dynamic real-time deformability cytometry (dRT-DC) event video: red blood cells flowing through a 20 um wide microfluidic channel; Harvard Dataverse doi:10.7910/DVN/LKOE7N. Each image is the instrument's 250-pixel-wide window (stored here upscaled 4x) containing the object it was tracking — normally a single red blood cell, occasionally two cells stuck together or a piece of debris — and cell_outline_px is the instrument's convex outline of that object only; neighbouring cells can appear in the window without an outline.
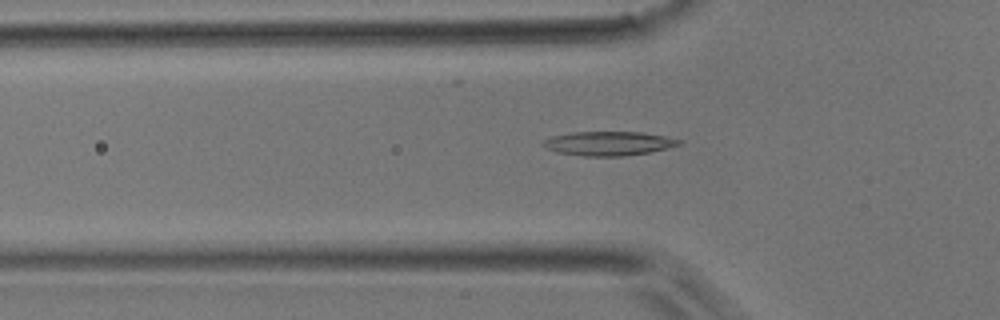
{"species": "common noctule bat (a hibernating species)", "species_latin": "Nyctalus noctula", "temperature_condition": "room temperature", "stored_images_in_passage": 44, "camera_frame_rate_fps": 3000, "um_per_image_px": 0.085, "animal": {"sex": "male", "body_mass_g": 17.9}, "frame": {"image": 1, "passage_image": 15, "time_ms": 4.667, "image_size_px": [1000, 320], "cell_outline_px": [[684, 140], [680, 144], [668, 148], [648, 152], [624, 156], [584, 156], [556, 152], [540, 144], [544, 140], [552, 136], [572, 132], [640, 132], [664, 136]], "centroid_in_image_um": [51.73, 12.19], "position_along_channel_um": 74.1, "area_um2": 19.02}}
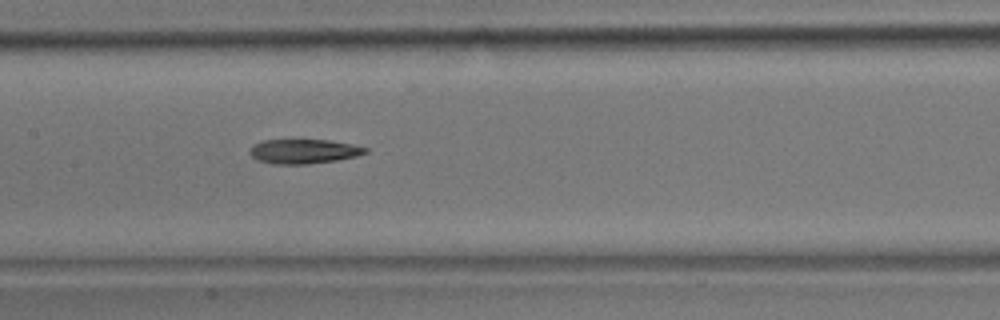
{"frame": {"image": 2, "passage_image": 22, "time_ms": 7.0, "image_size_px": [1000, 320], "cell_outline_px": [[368, 152], [356, 156], [336, 160], [308, 164], [272, 164], [256, 160], [248, 152], [248, 148], [252, 144], [264, 140], [328, 140], [352, 144], [368, 148]], "centroid_in_image_um": [25.76, 12.86], "position_along_channel_um": 181.6, "area_um2": 16.59}}
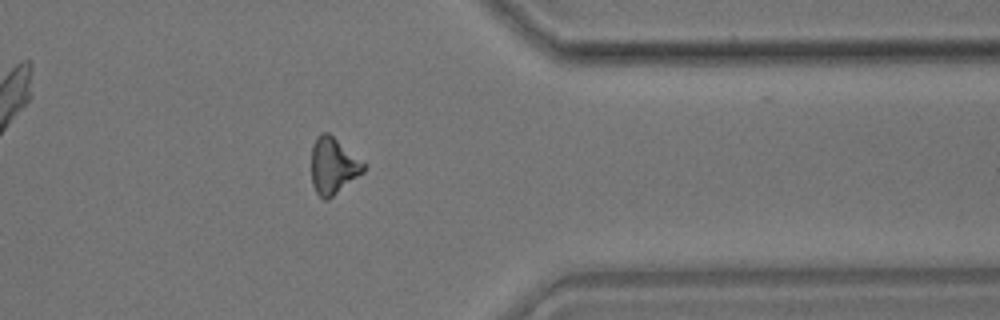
{"frame": {"image": 3, "passage_image": 36, "time_ms": 11.667, "image_size_px": [1000, 320], "cell_outline_px": [[364, 172], [328, 200], [324, 200], [316, 192], [312, 184], [312, 144], [316, 136], [320, 132], [328, 132], [364, 164]], "centroid_in_image_um": [28.28, 14.11], "position_along_channel_um": 383.1, "area_um2": 16.88}}